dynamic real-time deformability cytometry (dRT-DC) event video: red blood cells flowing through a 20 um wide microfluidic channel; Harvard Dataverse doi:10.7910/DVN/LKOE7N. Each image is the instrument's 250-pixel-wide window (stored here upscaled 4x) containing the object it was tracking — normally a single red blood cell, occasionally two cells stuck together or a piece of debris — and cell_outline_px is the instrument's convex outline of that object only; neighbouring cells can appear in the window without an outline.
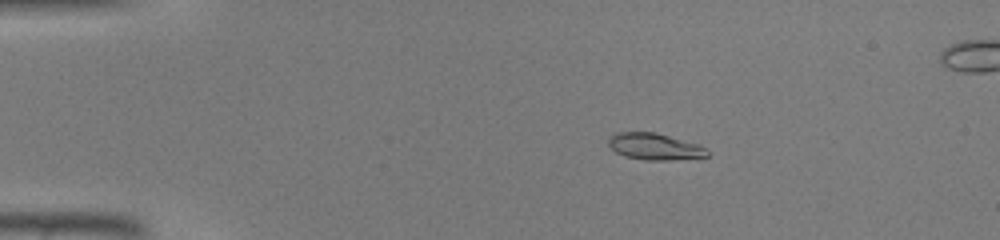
{"species": "common noctule bat (a hibernating species)", "species_latin": "Nyctalus noctula", "temperature_condition": "warm", "stored_images_in_passage": 41, "segment_of_instrument_passage": [1, 2], "camera_frame_rate_fps": 3000, "um_per_image_px": 0.085, "animal": {"sex": "male", "body_mass_g": 19.0, "forearm_length_mm": 50.8}, "frame": {"image": 1, "passage_image": 3, "time_ms": 0.667, "image_size_px": [1000, 240], "cell_outline_px": [[708, 156], [668, 160], [644, 160], [624, 156], [616, 152], [608, 144], [608, 140], [616, 132], [656, 132], [700, 144], [708, 148]], "centroid_in_image_um": [55.67, 12.45], "position_along_channel_um": 29.3, "area_um2": 15.37}}
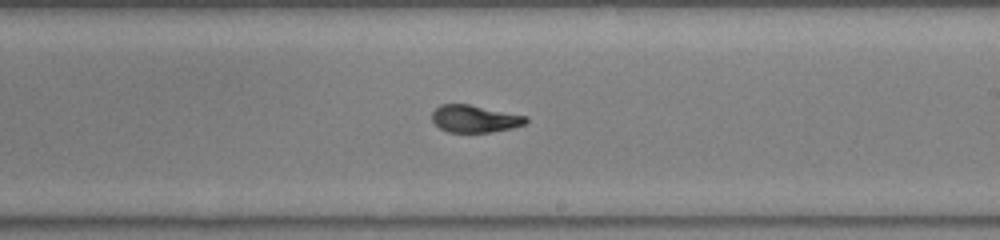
{"frame": {"image": 2, "passage_image": 22, "time_ms": 7.0, "image_size_px": [1000, 240], "cell_outline_px": [[528, 120], [524, 124], [512, 128], [488, 132], [448, 132], [440, 128], [432, 120], [432, 112], [440, 104], [468, 104], [528, 116]], "centroid_in_image_um": [40.35, 10.09], "position_along_channel_um": 248.7, "area_um2": 14.85}}
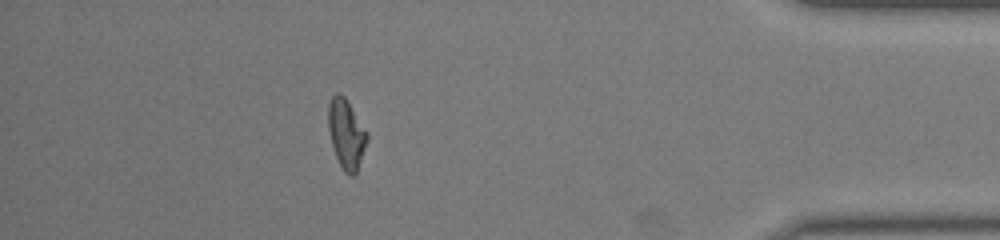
{"frame": {"image": 3, "passage_image": 35, "time_ms": 11.333, "image_size_px": [1000, 240], "cell_outline_px": [[368, 140], [356, 172], [352, 176], [348, 176], [344, 172], [336, 156], [332, 144], [328, 128], [328, 104], [332, 96], [336, 92], [340, 92], [348, 100], [368, 132]], "centroid_in_image_um": [29.44, 11.34], "position_along_channel_um": 405.8, "area_um2": 15.84}}